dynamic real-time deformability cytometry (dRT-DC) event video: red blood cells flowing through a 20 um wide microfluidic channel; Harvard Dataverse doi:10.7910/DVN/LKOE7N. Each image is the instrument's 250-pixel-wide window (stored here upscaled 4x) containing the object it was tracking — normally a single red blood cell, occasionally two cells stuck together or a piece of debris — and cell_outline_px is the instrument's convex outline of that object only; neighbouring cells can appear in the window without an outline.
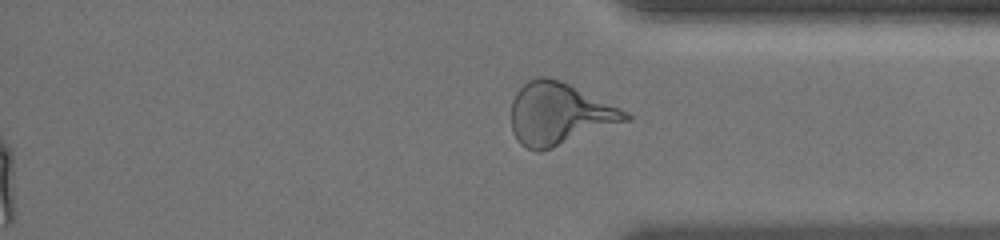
{"species": "human", "species_latin": "Homo sapiens", "temperature_condition": "cold", "stored_images_in_passage": 18, "segment_of_instrument_passage": [2, 2], "camera_frame_rate_fps": 3000, "um_per_image_px": 0.085, "donor": {"sex": "female"}, "frame": {"image": 1, "passage_image": 18, "time_ms": 17.0, "image_size_px": [1000, 240], "cell_outline_px": [[632, 120], [552, 148], [540, 152], [536, 152], [520, 144], [512, 132], [512, 100], [516, 92], [528, 80], [540, 76], [548, 76], [560, 80], [620, 108], [628, 112], [632, 116]], "centroid_in_image_um": [47.54, 9.69], "position_along_channel_um": 387.7, "area_um2": 41.38}}